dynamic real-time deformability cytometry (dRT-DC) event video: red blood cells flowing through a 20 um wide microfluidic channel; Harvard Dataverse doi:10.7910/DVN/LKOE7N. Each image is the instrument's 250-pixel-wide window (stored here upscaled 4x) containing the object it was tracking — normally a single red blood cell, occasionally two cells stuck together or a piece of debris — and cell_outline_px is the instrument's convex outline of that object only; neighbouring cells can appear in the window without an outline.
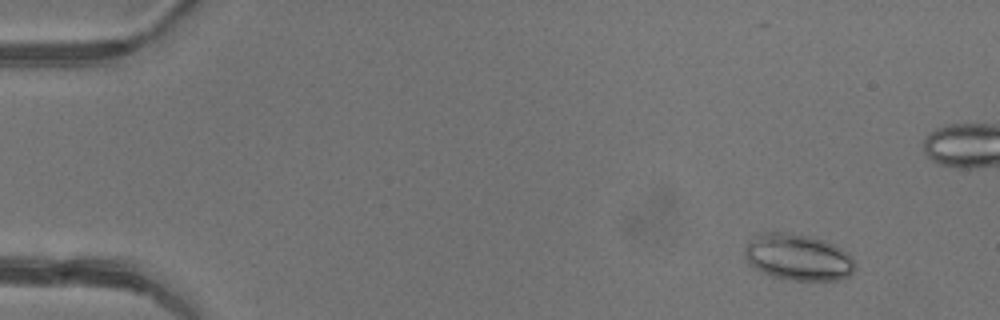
{"species": "common noctule bat (a hibernating species)", "species_latin": "Nyctalus noctula", "temperature_condition": "warm", "stored_images_in_passage": 51, "camera_frame_rate_fps": 3000, "um_per_image_px": 0.085, "animal": {"sex": "female"}, "frame": {"image": 1, "passage_image": 6, "time_ms": 1.667, "image_size_px": [1000, 320], "cell_outline_px": [[856, 268], [848, 276], [840, 280], [792, 280], [772, 276], [748, 264], [744, 256], [744, 248], [748, 240], [752, 236], [760, 232], [784, 232], [808, 236], [832, 244], [848, 252], [852, 256]], "centroid_in_image_um": [67.8, 21.86], "position_along_channel_um": 17.2, "area_um2": 29.94}}
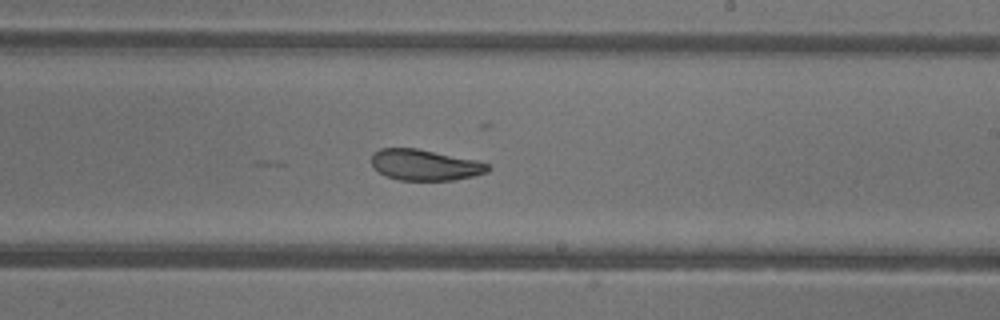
{"frame": {"image": 2, "passage_image": 31, "time_ms": 10.0, "image_size_px": [1000, 320], "cell_outline_px": [[492, 168], [488, 172], [472, 176], [452, 180], [400, 180], [384, 176], [372, 168], [372, 156], [380, 148], [416, 148], [476, 160], [488, 164]], "centroid_in_image_um": [36.1, 14.02], "position_along_channel_um": 252.9, "area_um2": 20.98}}
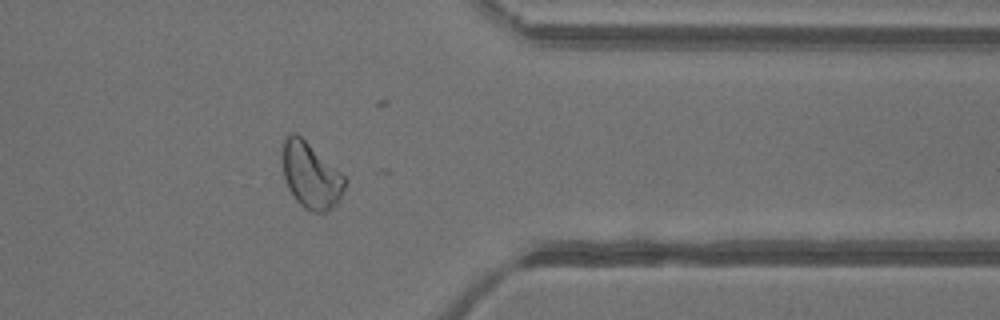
{"frame": {"image": 3, "passage_image": 41, "time_ms": 13.333, "image_size_px": [1000, 320], "cell_outline_px": [[348, 180], [340, 200], [328, 212], [312, 212], [304, 208], [296, 200], [288, 188], [284, 176], [280, 160], [280, 152], [284, 140], [288, 132], [296, 132], [340, 172]], "centroid_in_image_um": [26.39, 14.9], "position_along_channel_um": 385.0, "area_um2": 24.33}, "authors_computed_cell_mechanics": {"area_um2": 23.8136, "velocity_mm_per_s": 4.291, "shape_relaxation_time_tau1_ms": null, "shape_relaxation_time_tau2_ms": 3.3811, "deformation_change_tau1": null, "deformation_change_tau2": 0.1038}}